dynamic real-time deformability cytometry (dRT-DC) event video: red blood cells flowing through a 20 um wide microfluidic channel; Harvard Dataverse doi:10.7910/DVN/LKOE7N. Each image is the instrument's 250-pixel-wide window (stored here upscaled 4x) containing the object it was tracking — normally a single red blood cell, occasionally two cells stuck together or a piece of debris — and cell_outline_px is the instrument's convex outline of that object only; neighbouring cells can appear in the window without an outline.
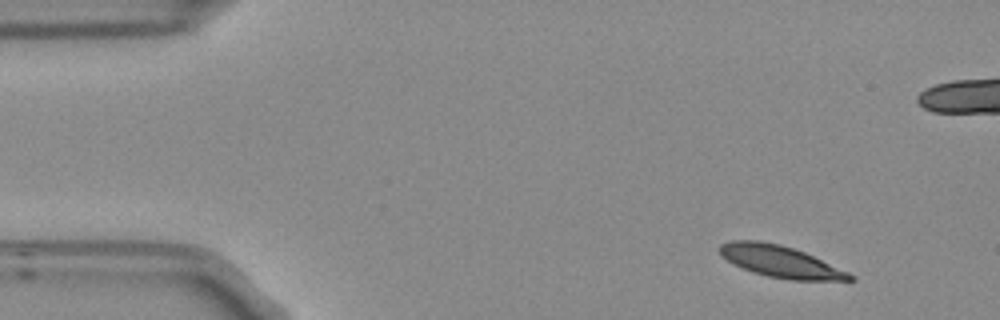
{"species": "Egyptian fruit bat (a non-hibernating species)", "species_latin": "Rousettus aegyptiacus", "temperature_condition": "room temperature", "stored_images_in_passage": 4, "camera_frame_rate_fps": 3000, "um_per_image_px": 0.085, "frame": {"image": 1, "passage_image": 1, "time_ms": 0.0, "image_size_px": [1000, 320], "cell_outline_px": [[856, 280], [788, 280], [768, 276], [752, 272], [740, 268], [732, 264], [720, 256], [716, 248], [720, 244], [728, 240], [760, 240], [780, 244], [804, 252], [848, 272], [856, 276]], "centroid_in_image_um": [66.24, 22.22], "position_along_channel_um": 18.8, "area_um2": 24.33}}